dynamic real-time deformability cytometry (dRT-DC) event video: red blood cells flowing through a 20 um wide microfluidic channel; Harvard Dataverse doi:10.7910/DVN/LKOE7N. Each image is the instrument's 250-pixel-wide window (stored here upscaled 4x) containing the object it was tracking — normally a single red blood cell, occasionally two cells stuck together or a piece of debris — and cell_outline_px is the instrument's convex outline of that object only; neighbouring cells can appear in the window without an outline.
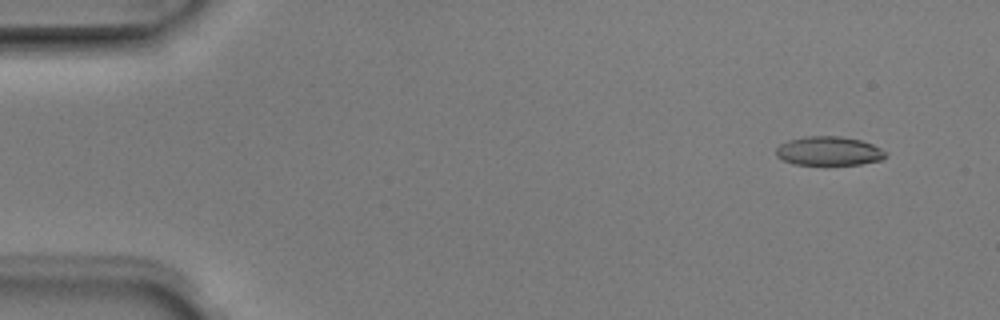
{"species": "Egyptian fruit bat (a non-hibernating species)", "species_latin": "Rousettus aegyptiacus", "temperature_condition": "room temperature", "stored_images_in_passage": 5, "camera_frame_rate_fps": 3000, "um_per_image_px": 0.085, "animal": {"sex": "male"}, "frame": {"image": 1, "passage_image": 1, "time_ms": 0.0, "image_size_px": [1000, 320], "cell_outline_px": [[888, 156], [884, 160], [860, 164], [792, 164], [776, 156], [776, 148], [780, 144], [788, 140], [804, 136], [840, 136], [860, 140], [872, 144], [888, 152]], "centroid_in_image_um": [70.48, 12.83], "position_along_channel_um": 14.5, "area_um2": 18.61}}
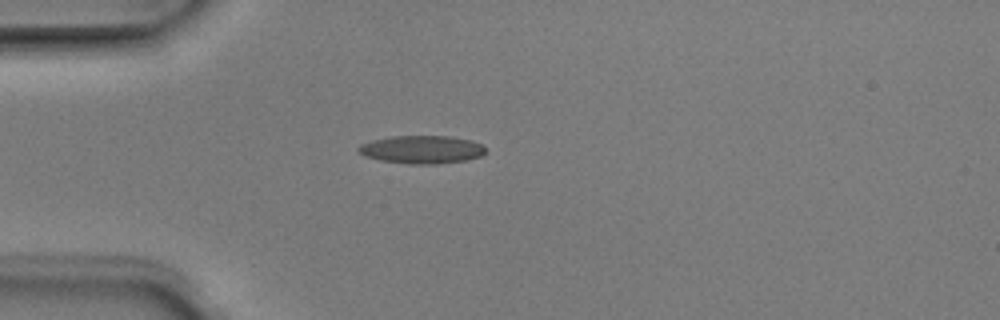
{"frame": {"image": 2, "passage_image": 4, "time_ms": 1.0, "image_size_px": [1000, 320], "cell_outline_px": [[488, 152], [480, 156], [464, 160], [436, 164], [412, 164], [380, 160], [364, 156], [356, 148], [360, 144], [372, 140], [392, 136], [452, 136], [472, 140], [484, 144]], "centroid_in_image_um": [35.89, 12.7], "position_along_channel_um": 49.1, "area_um2": 20.92}}